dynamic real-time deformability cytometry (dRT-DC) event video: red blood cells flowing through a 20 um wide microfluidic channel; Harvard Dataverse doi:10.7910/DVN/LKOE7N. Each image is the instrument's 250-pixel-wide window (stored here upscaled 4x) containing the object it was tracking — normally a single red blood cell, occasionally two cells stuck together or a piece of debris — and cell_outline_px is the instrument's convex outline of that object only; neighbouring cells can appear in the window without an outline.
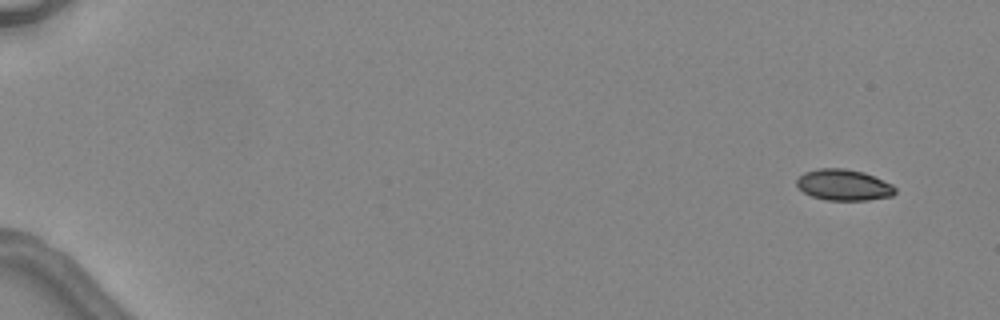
{"species": "common noctule bat (a hibernating species)", "species_latin": "Nyctalus noctula", "temperature_condition": "warm", "stored_images_in_passage": 6, "segment_of_instrument_passage": [1, 2], "camera_frame_rate_fps": 3000, "um_per_image_px": 0.085, "animal": {"sex": "female", "body_mass_g": 24.6, "forearm_length_mm": 56.2}, "frame": {"image": 1, "passage_image": 1, "time_ms": 0.0, "image_size_px": [1000, 320], "cell_outline_px": [[896, 192], [892, 196], [868, 200], [824, 200], [812, 196], [804, 192], [796, 184], [796, 180], [804, 172], [820, 168], [844, 168], [864, 172], [892, 184], [896, 188]], "centroid_in_image_um": [71.72, 15.72], "position_along_channel_um": 13.3, "area_um2": 17.86}}
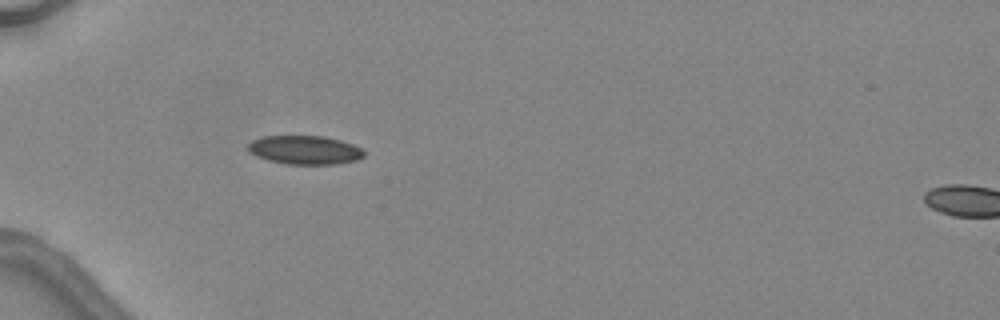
{"frame": {"image": 2, "passage_image": 5, "time_ms": 4.667, "image_size_px": [1000, 320], "cell_outline_px": [[364, 156], [356, 160], [336, 164], [288, 164], [268, 160], [256, 156], [248, 152], [248, 144], [252, 140], [264, 136], [324, 136], [340, 140], [352, 144], [360, 148], [364, 152]], "centroid_in_image_um": [25.88, 12.74], "position_along_channel_um": 59.1, "area_um2": 19.36}}